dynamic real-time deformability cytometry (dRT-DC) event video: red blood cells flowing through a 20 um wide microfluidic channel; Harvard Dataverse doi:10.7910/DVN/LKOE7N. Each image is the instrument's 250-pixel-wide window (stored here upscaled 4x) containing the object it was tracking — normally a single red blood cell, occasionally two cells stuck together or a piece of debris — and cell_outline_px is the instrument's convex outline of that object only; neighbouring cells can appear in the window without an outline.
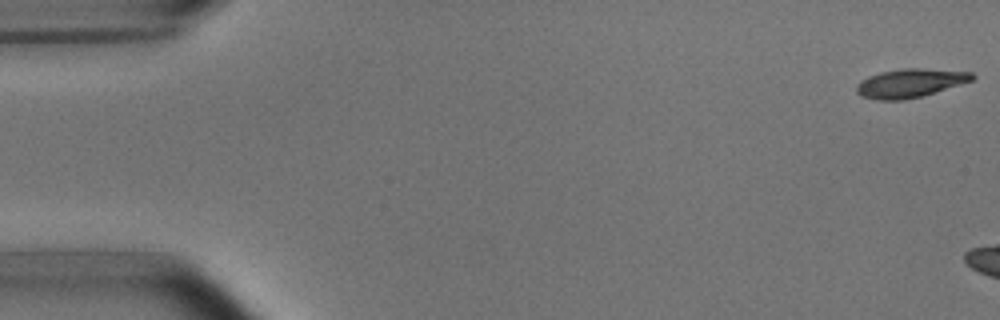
{"species": "common noctule bat (a hibernating species)", "species_latin": "Nyctalus noctula", "temperature_condition": "room temperature", "stored_images_in_passage": 3, "camera_frame_rate_fps": 3000, "um_per_image_px": 0.085, "animal": {"sex": "male", "body_mass_g": 15.6}, "frame": {"image": 1, "passage_image": 1, "time_ms": 0.0, "image_size_px": [1000, 320], "cell_outline_px": [[976, 76], [972, 80], [920, 96], [904, 100], [876, 100], [860, 96], [856, 92], [856, 84], [860, 80], [868, 76], [880, 72], [904, 68], [920, 68], [972, 72]], "centroid_in_image_um": [77.29, 7.06], "position_along_channel_um": 7.7, "area_um2": 19.19}}